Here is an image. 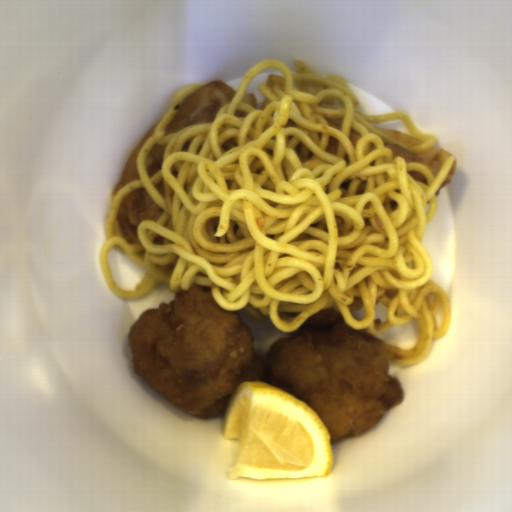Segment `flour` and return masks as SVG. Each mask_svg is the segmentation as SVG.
I'll return each instance as SVG.
<instances>
[{"label":"flour","mask_w":512,"mask_h":512,"mask_svg":"<svg viewBox=\"0 0 512 512\" xmlns=\"http://www.w3.org/2000/svg\"><path fill=\"white\" fill-rule=\"evenodd\" d=\"M237 91L222 80L205 83L188 95L166 128L165 136L183 131L191 125L213 122L221 108L233 100Z\"/></svg>","instance_id":"obj_1"},{"label":"flour","mask_w":512,"mask_h":512,"mask_svg":"<svg viewBox=\"0 0 512 512\" xmlns=\"http://www.w3.org/2000/svg\"><path fill=\"white\" fill-rule=\"evenodd\" d=\"M163 210L144 188H136L120 203L118 221L126 243H140L137 234L139 224L146 220H157Z\"/></svg>","instance_id":"obj_2"},{"label":"flour","mask_w":512,"mask_h":512,"mask_svg":"<svg viewBox=\"0 0 512 512\" xmlns=\"http://www.w3.org/2000/svg\"><path fill=\"white\" fill-rule=\"evenodd\" d=\"M388 149L392 151L393 159L402 156L406 162L423 164L427 167L433 176H436L443 163L451 156L452 153L445 151L437 146H433L428 152H412L392 144H387Z\"/></svg>","instance_id":"obj_3"},{"label":"flour","mask_w":512,"mask_h":512,"mask_svg":"<svg viewBox=\"0 0 512 512\" xmlns=\"http://www.w3.org/2000/svg\"><path fill=\"white\" fill-rule=\"evenodd\" d=\"M162 120V119H161ZM158 122L151 125L148 130L143 134V136L139 139L136 146L132 150L131 154L129 155L127 162L125 164L124 170L122 172V175L114 189V198L118 195V193L124 188L126 184L135 182L140 178L139 172H138V157L140 155V152L145 145V143L148 141V139L151 137V135L154 133L155 129L157 128Z\"/></svg>","instance_id":"obj_4"},{"label":"flour","mask_w":512,"mask_h":512,"mask_svg":"<svg viewBox=\"0 0 512 512\" xmlns=\"http://www.w3.org/2000/svg\"><path fill=\"white\" fill-rule=\"evenodd\" d=\"M166 146L167 144H155L147 153L144 164L148 176L152 177L162 169Z\"/></svg>","instance_id":"obj_5"},{"label":"flour","mask_w":512,"mask_h":512,"mask_svg":"<svg viewBox=\"0 0 512 512\" xmlns=\"http://www.w3.org/2000/svg\"><path fill=\"white\" fill-rule=\"evenodd\" d=\"M370 126H372V125H370ZM372 127L378 129L379 131H381L382 133H384L391 139H394L396 141L402 142L407 145H412V146L413 145H421L424 142L421 139L416 138V137H414L410 134H407L403 131H398V130L380 127V126H372Z\"/></svg>","instance_id":"obj_6"},{"label":"flour","mask_w":512,"mask_h":512,"mask_svg":"<svg viewBox=\"0 0 512 512\" xmlns=\"http://www.w3.org/2000/svg\"><path fill=\"white\" fill-rule=\"evenodd\" d=\"M456 165H457V161H456V158L446 176V178L444 179V181L441 183V185L439 186V188L436 190L435 194H436V198H439L441 196V193H442V190L445 189L447 187V185L450 183V181L452 180L453 178V175H454V171H455V168H456Z\"/></svg>","instance_id":"obj_7"},{"label":"flour","mask_w":512,"mask_h":512,"mask_svg":"<svg viewBox=\"0 0 512 512\" xmlns=\"http://www.w3.org/2000/svg\"><path fill=\"white\" fill-rule=\"evenodd\" d=\"M338 145H339V138L336 137H330L326 151L327 153L337 155L338 151Z\"/></svg>","instance_id":"obj_8"},{"label":"flour","mask_w":512,"mask_h":512,"mask_svg":"<svg viewBox=\"0 0 512 512\" xmlns=\"http://www.w3.org/2000/svg\"><path fill=\"white\" fill-rule=\"evenodd\" d=\"M241 102L248 104L250 106H253L255 108L257 105L255 94H250V93H246V92L242 95Z\"/></svg>","instance_id":"obj_9"},{"label":"flour","mask_w":512,"mask_h":512,"mask_svg":"<svg viewBox=\"0 0 512 512\" xmlns=\"http://www.w3.org/2000/svg\"><path fill=\"white\" fill-rule=\"evenodd\" d=\"M407 173H409L411 175L412 179L415 180L416 182H420V183L428 185V180L422 172H418V171L414 170V171L407 172Z\"/></svg>","instance_id":"obj_10"}]
</instances>
